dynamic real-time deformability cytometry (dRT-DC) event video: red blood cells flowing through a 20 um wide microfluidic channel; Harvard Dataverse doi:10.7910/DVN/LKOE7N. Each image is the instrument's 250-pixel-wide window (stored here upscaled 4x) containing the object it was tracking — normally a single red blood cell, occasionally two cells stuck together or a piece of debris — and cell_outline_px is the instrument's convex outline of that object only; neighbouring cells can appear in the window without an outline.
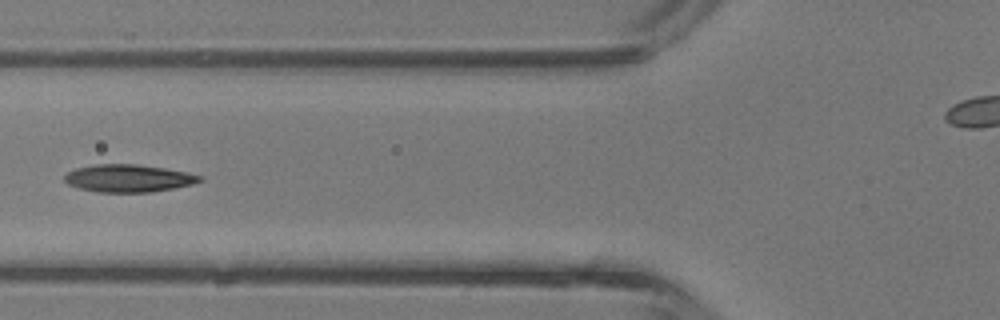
{"species": "common noctule bat (a hibernating species)", "species_latin": "Nyctalus noctula", "temperature_condition": "room temperature", "stored_images_in_passage": 4, "camera_frame_rate_fps": 3000, "um_per_image_px": 0.085, "animal": {"sex": "male", "body_mass_g": 13.3}, "frame": {"image": 1, "passage_image": 4, "time_ms": 1.0, "image_size_px": [1000, 320], "cell_outline_px": [[204, 180], [192, 184], [152, 192], [96, 192], [80, 188], [68, 184], [64, 180], [64, 176], [68, 172], [76, 168], [96, 164], [136, 164], [164, 168], [188, 172], [204, 176]], "centroid_in_image_um": [10.94, 15.15], "position_along_channel_um": 114.9, "area_um2": 21.73}}